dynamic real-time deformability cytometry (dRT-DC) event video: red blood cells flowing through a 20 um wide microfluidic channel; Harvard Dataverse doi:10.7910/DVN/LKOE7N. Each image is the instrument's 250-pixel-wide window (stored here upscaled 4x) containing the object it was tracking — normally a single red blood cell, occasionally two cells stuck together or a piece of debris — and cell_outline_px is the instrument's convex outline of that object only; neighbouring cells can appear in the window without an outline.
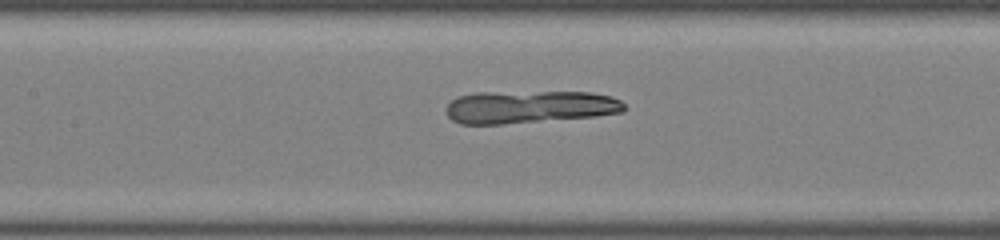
{"species": "common noctule bat (a hibernating species)", "species_latin": "Nyctalus noctula", "temperature_condition": "room temperature", "stored_images_in_passage": 44, "camera_frame_rate_fps": 3000, "um_per_image_px": 0.085, "animal": {"sex": "female", "body_mass_g": 22.0, "forearm_length_mm": 56.7}, "frame": {"image": 1, "passage_image": 19, "time_ms": 6.0, "image_size_px": [1000, 240], "cell_outline_px": [[624, 112], [596, 116], [500, 124], [460, 124], [452, 120], [448, 116], [444, 108], [456, 96], [476, 92], [592, 92], [612, 96], [620, 100], [624, 104]], "centroid_in_image_um": [44.98, 9.08], "position_along_channel_um": 162.4, "area_um2": 34.1}}
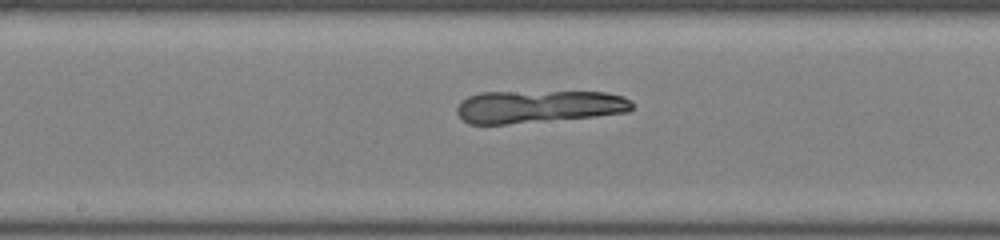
{"frame": {"image": 2, "passage_image": 22, "time_ms": 7.0, "image_size_px": [1000, 240], "cell_outline_px": [[632, 108], [628, 112], [592, 116], [504, 124], [468, 124], [456, 112], [456, 108], [460, 100], [468, 96], [480, 92], [608, 92], [624, 96], [632, 100]], "centroid_in_image_um": [45.75, 9.04], "position_along_channel_um": 202.4, "area_um2": 33.18}}
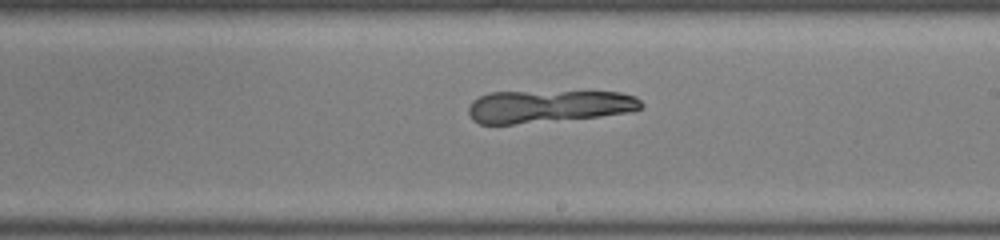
{"frame": {"image": 3, "passage_image": 25, "time_ms": 8.0, "image_size_px": [1000, 240], "cell_outline_px": [[644, 104], [640, 108], [632, 112], [600, 116], [512, 124], [480, 124], [472, 120], [468, 112], [468, 108], [472, 100], [488, 92], [620, 92], [636, 96]], "centroid_in_image_um": [46.61, 9.03], "position_along_channel_um": 242.4, "area_um2": 32.66}}